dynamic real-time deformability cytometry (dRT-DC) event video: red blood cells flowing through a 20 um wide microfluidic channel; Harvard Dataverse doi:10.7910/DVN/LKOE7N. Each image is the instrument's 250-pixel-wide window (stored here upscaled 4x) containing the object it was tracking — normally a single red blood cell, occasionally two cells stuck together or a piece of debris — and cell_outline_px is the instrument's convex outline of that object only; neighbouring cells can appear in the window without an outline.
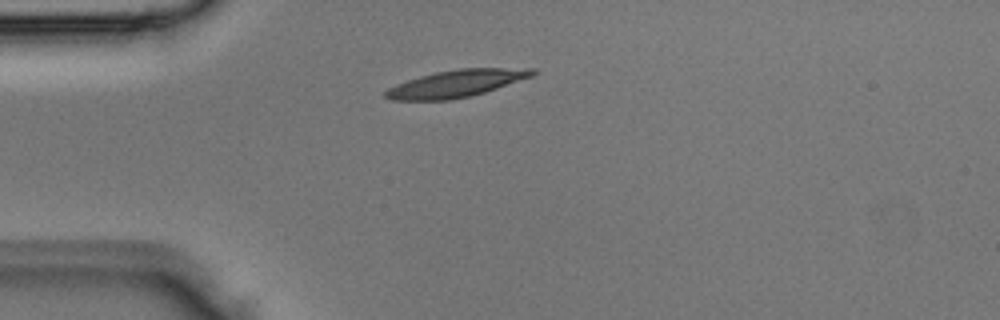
{"species": "Egyptian fruit bat (a non-hibernating species)", "species_latin": "Rousettus aegyptiacus", "temperature_condition": "room temperature", "stored_images_in_passage": 1, "camera_frame_rate_fps": 3000, "um_per_image_px": 0.085, "animal": {"sex": "male"}, "frame": {"image": 1, "passage_image": 1, "time_ms": 0.0, "image_size_px": [1000, 320], "cell_outline_px": [[540, 72], [532, 76], [484, 92], [468, 96], [448, 100], [392, 100], [384, 96], [384, 92], [388, 88], [396, 84], [420, 76], [436, 72], [460, 68], [536, 68]], "centroid_in_image_um": [38.8, 7.09], "position_along_channel_um": 46.2, "area_um2": 23.06}}